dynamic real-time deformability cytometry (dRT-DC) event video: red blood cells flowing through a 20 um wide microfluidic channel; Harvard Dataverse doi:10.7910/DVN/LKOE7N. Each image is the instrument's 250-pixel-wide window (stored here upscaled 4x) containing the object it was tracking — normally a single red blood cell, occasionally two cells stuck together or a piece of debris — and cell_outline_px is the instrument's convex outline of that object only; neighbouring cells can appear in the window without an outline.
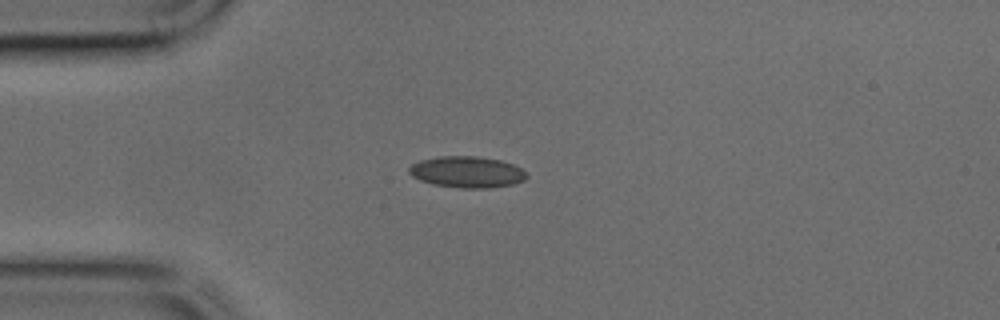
{"species": "common noctule bat (a hibernating species)", "species_latin": "Nyctalus noctula", "temperature_condition": "cold", "stored_images_in_passage": 34, "camera_frame_rate_fps": 3000, "um_per_image_px": 0.085, "animal": {"sex": "male", "body_mass_g": 17.9, "forearm_length_mm": 54.2}, "frame": {"image": 1, "passage_image": 1, "time_ms": 0.0, "image_size_px": [1000, 320], "cell_outline_px": [[528, 176], [524, 180], [512, 184], [488, 188], [460, 188], [432, 184], [420, 180], [412, 176], [408, 172], [408, 168], [412, 164], [420, 160], [440, 156], [476, 156], [500, 160], [512, 164], [528, 172]], "centroid_in_image_um": [39.69, 14.62], "position_along_channel_um": 45.3, "area_um2": 21.5}}
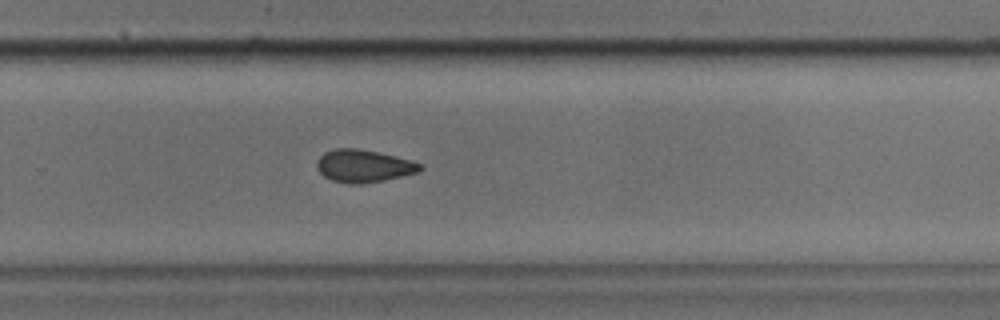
{"frame": {"image": 2, "passage_image": 19, "time_ms": 6.0, "image_size_px": [1000, 320], "cell_outline_px": [[424, 168], [420, 172], [384, 180], [360, 184], [352, 184], [332, 180], [324, 176], [316, 168], [316, 164], [320, 156], [324, 152], [336, 148], [356, 148], [376, 152], [424, 164]], "centroid_in_image_um": [30.91, 14.11], "position_along_channel_um": 298.9, "area_um2": 19.48}}
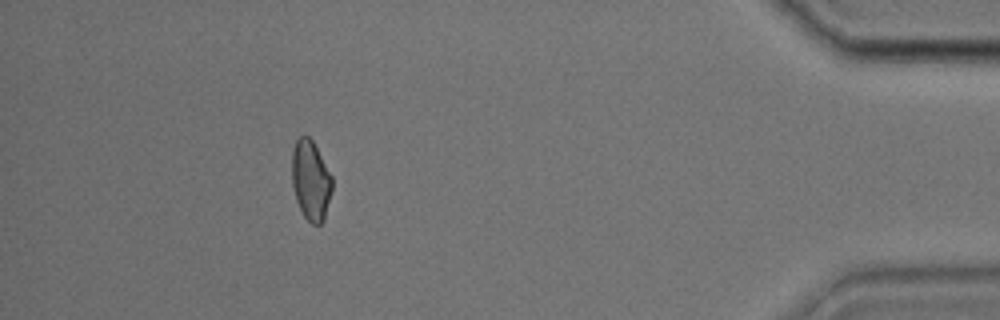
{"frame": {"image": 3, "passage_image": 30, "time_ms": 9.667, "image_size_px": [1000, 320], "cell_outline_px": [[332, 188], [324, 220], [320, 224], [312, 224], [304, 216], [296, 200], [292, 184], [292, 148], [296, 140], [300, 136], [308, 136], [312, 140], [332, 176]], "centroid_in_image_um": [26.4, 15.32], "position_along_channel_um": 408.8, "area_um2": 18.61}}